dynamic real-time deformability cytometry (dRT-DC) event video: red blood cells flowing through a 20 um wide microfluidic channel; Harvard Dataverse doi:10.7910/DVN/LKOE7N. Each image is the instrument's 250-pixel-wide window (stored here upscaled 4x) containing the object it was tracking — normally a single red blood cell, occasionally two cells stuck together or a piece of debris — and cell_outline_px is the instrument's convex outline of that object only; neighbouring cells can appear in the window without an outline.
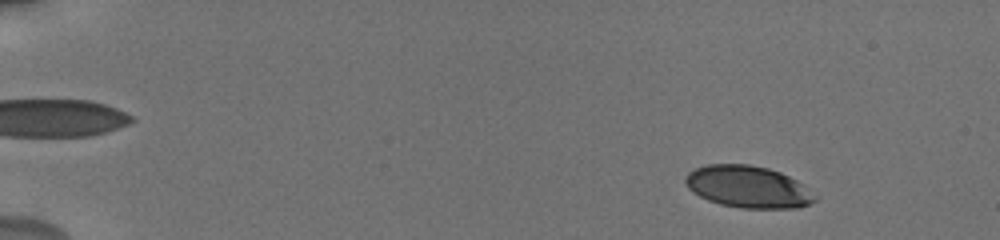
{"species": "human", "species_latin": "Homo sapiens", "temperature_condition": "cold", "stored_images_in_passage": 23, "camera_frame_rate_fps": 3000, "um_per_image_px": 0.085, "donor": {"sex": "male"}, "frame": {"image": 1, "passage_image": 2, "time_ms": 1.0, "image_size_px": [1000, 240], "cell_outline_px": [[820, 196], [816, 200], [800, 208], [740, 208], [720, 204], [708, 200], [692, 192], [688, 188], [684, 180], [684, 176], [688, 172], [696, 168], [708, 164], [748, 164], [768, 168], [780, 172], [796, 180]], "centroid_in_image_um": [63.59, 15.88], "position_along_channel_um": 21.4, "area_um2": 31.91}}
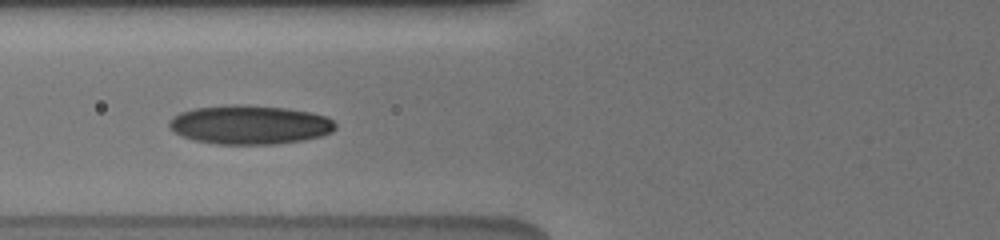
{"frame": {"image": 2, "passage_image": 7, "time_ms": 6.667, "image_size_px": [1000, 240], "cell_outline_px": [[336, 128], [332, 132], [320, 136], [304, 140], [276, 144], [216, 144], [192, 140], [180, 136], [168, 124], [168, 120], [172, 116], [180, 112], [196, 108], [236, 104], [288, 108], [312, 112], [328, 116], [336, 124]], "centroid_in_image_um": [21.24, 10.6], "position_along_channel_um": 104.6, "area_um2": 37.97}}
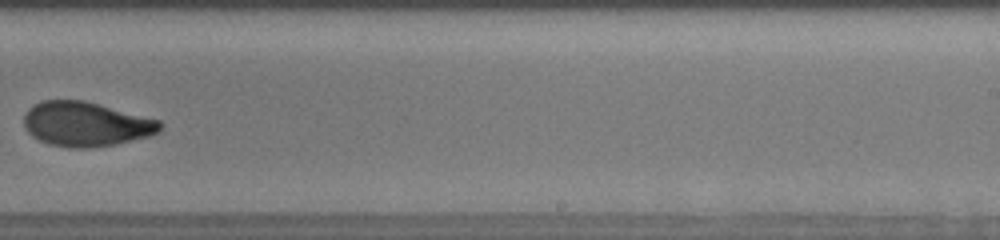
{"frame": {"image": 3, "passage_image": 11, "time_ms": 11.333, "image_size_px": [1000, 240], "cell_outline_px": [[160, 128], [156, 132], [148, 136], [116, 144], [88, 148], [68, 148], [48, 144], [32, 136], [28, 132], [24, 124], [24, 116], [28, 108], [32, 104], [40, 100], [84, 100], [160, 120]], "centroid_in_image_um": [7.25, 10.54], "position_along_channel_um": 281.8, "area_um2": 35.26}, "authors_computed_cell_mechanics": {"area_um2": 34.68, "velocity_mm_per_s": 3.8124, "shape_relaxation_time_tau1_ms": 5.4235, "shape_relaxation_time_tau2_ms": 1.2246, "deformation_change_tau1": 0.1634, "deformation_change_tau2": 0.0596}}